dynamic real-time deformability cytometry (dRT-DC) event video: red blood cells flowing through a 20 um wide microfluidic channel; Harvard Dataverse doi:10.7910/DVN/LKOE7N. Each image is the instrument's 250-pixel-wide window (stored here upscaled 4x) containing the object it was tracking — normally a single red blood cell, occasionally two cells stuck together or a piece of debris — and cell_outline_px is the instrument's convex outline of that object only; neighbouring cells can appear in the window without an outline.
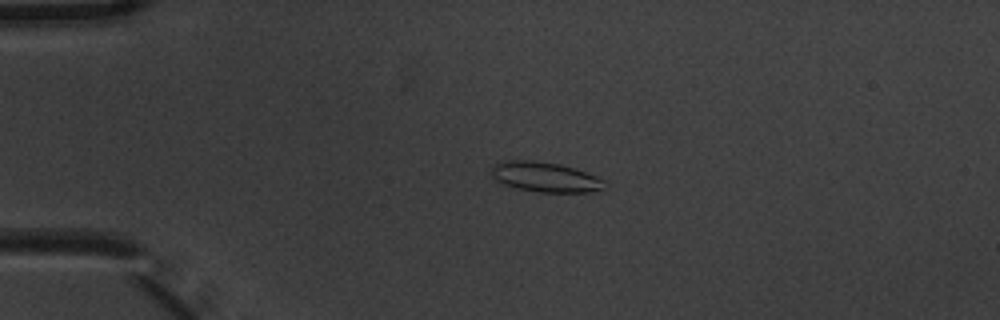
{"species": "common noctule bat (a hibernating species)", "species_latin": "Nyctalus noctula", "temperature_condition": "warm", "stored_images_in_passage": 2, "camera_frame_rate_fps": 3000, "um_per_image_px": 0.085, "animal": {"sex": "male", "body_mass_g": 20.1, "forearm_length_mm": 53.5}, "frame": {"image": 1, "passage_image": 1, "time_ms": 0.0, "image_size_px": [1000, 320], "cell_outline_px": [[608, 188], [592, 192], [540, 192], [516, 188], [504, 184], [496, 180], [492, 176], [492, 168], [496, 164], [504, 160], [532, 160], [560, 164], [576, 168], [596, 176], [604, 180]], "centroid_in_image_um": [46.39, 15.05], "position_along_channel_um": 38.6, "area_um2": 19.88}}